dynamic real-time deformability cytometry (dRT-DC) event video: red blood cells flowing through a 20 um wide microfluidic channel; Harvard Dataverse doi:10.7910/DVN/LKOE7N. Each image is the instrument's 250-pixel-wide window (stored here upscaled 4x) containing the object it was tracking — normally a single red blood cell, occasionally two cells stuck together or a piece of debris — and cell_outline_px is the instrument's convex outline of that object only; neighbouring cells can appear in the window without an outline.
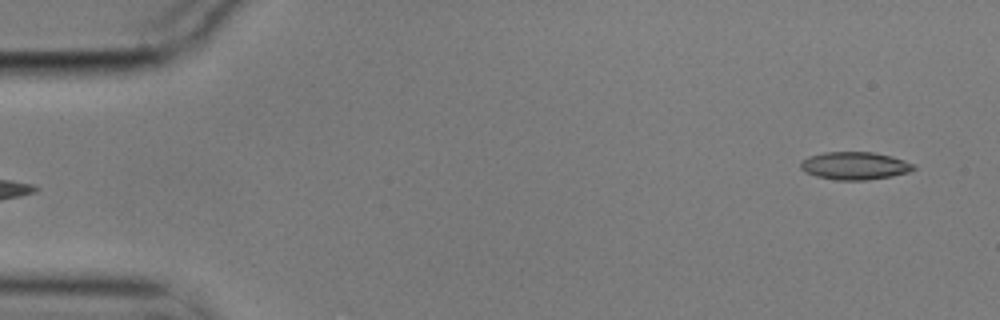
{"species": "common noctule bat (a hibernating species)", "species_latin": "Nyctalus noctula", "temperature_condition": "cold", "stored_images_in_passage": 5, "segment_of_instrument_passage": [2, 2], "camera_frame_rate_fps": 3000, "um_per_image_px": 0.085, "animal": {"sex": "male", "body_mass_g": 17.9}, "frame": {"image": 1, "passage_image": 5, "time_ms": 1.333, "image_size_px": [1000, 320], "cell_outline_px": [[916, 168], [908, 172], [892, 176], [868, 180], [836, 180], [816, 176], [804, 172], [800, 168], [800, 160], [808, 156], [824, 152], [872, 152], [892, 156], [916, 164]], "centroid_in_image_um": [72.64, 14.09], "position_along_channel_um": 12.4, "area_um2": 18.5}}